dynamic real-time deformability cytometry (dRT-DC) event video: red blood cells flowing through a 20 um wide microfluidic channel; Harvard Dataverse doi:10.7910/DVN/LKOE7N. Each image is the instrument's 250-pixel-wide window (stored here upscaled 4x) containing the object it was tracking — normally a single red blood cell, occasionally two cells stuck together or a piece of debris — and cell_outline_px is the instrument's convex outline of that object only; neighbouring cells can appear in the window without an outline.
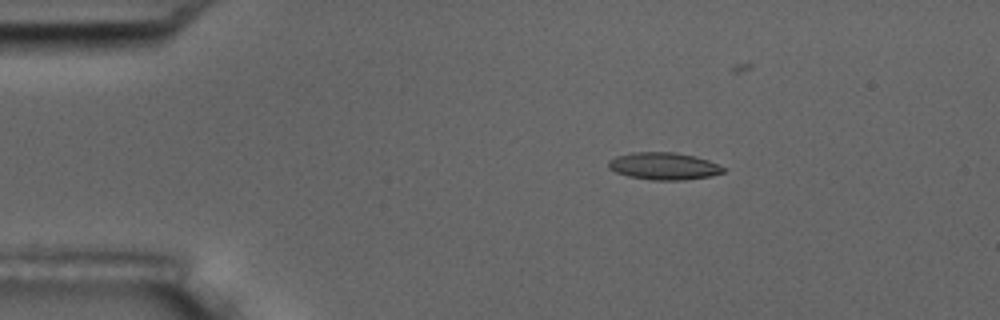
{"species": "common noctule bat (a hibernating species)", "species_latin": "Nyctalus noctula", "temperature_condition": "room temperature", "stored_images_in_passage": 7, "camera_frame_rate_fps": 3000, "um_per_image_px": 0.085, "animal": {"sex": "male", "body_mass_g": 17.5, "forearm_length_mm": 52.3}, "frame": {"image": 1, "passage_image": 2, "time_ms": 1.0, "image_size_px": [1000, 320], "cell_outline_px": [[724, 172], [712, 176], [684, 180], [652, 180], [628, 176], [616, 172], [608, 168], [608, 160], [616, 156], [632, 152], [676, 152], [708, 160], [724, 168]], "centroid_in_image_um": [56.39, 14.12], "position_along_channel_um": 28.6, "area_um2": 18.21}}
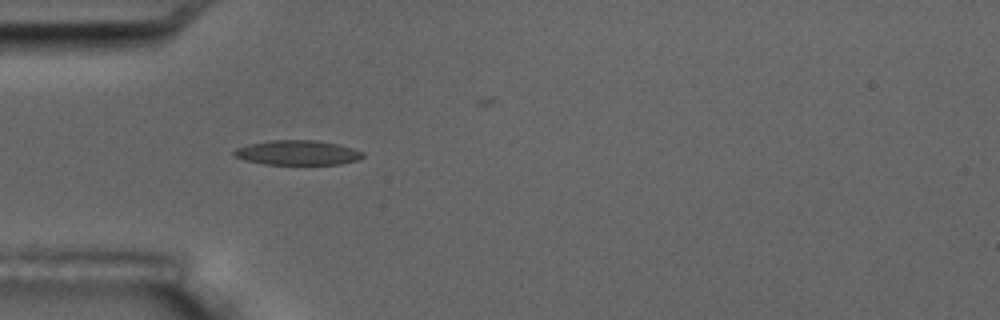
{"frame": {"image": 2, "passage_image": 4, "time_ms": 3.333, "image_size_px": [1000, 320], "cell_outline_px": [[364, 156], [360, 160], [340, 164], [264, 164], [244, 160], [232, 156], [232, 152], [236, 148], [248, 144], [272, 140], [316, 140], [340, 144], [364, 152]], "centroid_in_image_um": [25.29, 12.98], "position_along_channel_um": 59.7, "area_um2": 18.73}}
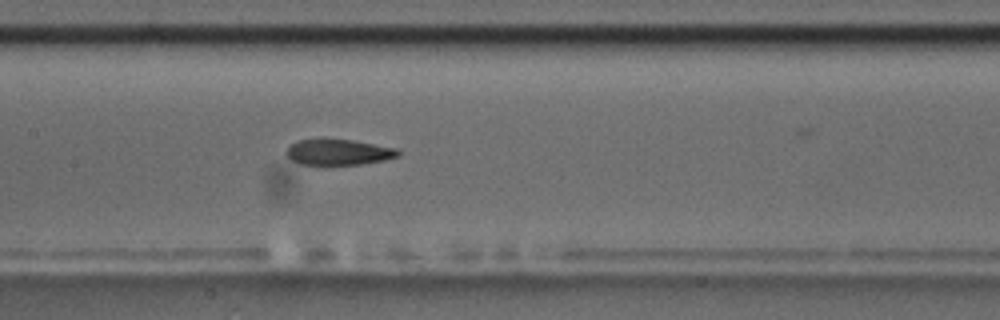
{"frame": {"image": 3, "passage_image": 7, "time_ms": 6.667, "image_size_px": [1000, 320], "cell_outline_px": [[400, 156], [384, 160], [360, 164], [324, 168], [320, 168], [300, 164], [292, 160], [284, 152], [296, 140], [352, 140], [396, 148], [400, 152]], "centroid_in_image_um": [28.74, 13.0], "position_along_channel_um": 178.7, "area_um2": 17.34}}